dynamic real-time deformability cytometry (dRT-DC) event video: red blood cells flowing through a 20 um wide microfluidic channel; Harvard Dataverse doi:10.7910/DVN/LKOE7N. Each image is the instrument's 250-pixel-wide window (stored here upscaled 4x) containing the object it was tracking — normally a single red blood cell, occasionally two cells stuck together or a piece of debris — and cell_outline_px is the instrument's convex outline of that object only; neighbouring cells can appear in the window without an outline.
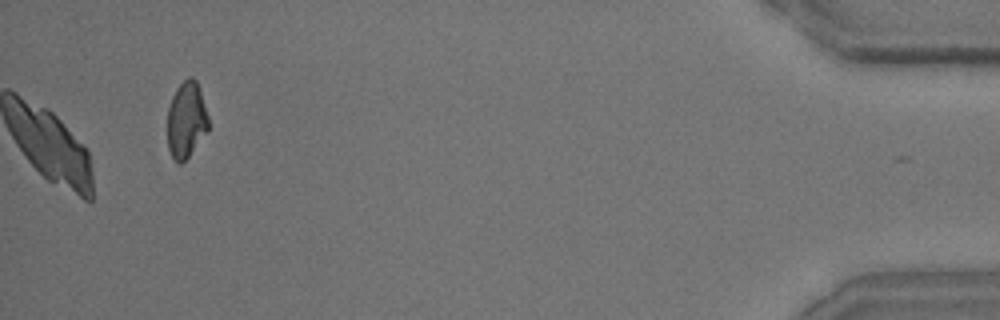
{"species": "common noctule bat (a hibernating species)", "species_latin": "Nyctalus noctula", "temperature_condition": "room temperature", "stored_images_in_passage": 43, "camera_frame_rate_fps": 3000, "um_per_image_px": 0.085, "animal": {"sex": "male", "body_mass_g": 15.6}, "frame": {"image": 1, "passage_image": 43, "time_ms": 14.0, "image_size_px": [1000, 320], "cell_outline_px": [[208, 132], [188, 156], [180, 164], [172, 156], [168, 148], [168, 108], [172, 96], [176, 88], [188, 76], [192, 76], [196, 80], [208, 116]], "centroid_in_image_um": [15.84, 10.17], "position_along_channel_um": 419.4, "area_um2": 18.03}}